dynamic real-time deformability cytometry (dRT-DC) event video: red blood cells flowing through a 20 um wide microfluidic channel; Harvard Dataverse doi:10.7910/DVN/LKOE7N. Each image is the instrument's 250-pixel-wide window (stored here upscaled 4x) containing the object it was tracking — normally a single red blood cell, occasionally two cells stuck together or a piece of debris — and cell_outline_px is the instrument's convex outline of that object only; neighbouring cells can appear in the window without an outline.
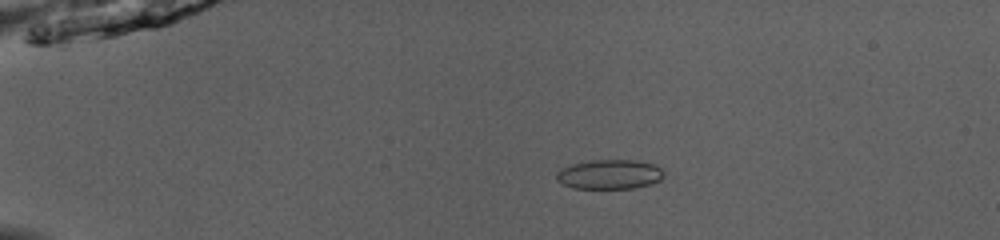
{"species": "common noctule bat (a hibernating species)", "species_latin": "Nyctalus noctula", "temperature_condition": "room temperature", "stored_images_in_passage": 44, "camera_frame_rate_fps": 3000, "um_per_image_px": 0.085, "animal": {"sex": "male", "body_mass_g": 13.0, "forearm_length_mm": 53.1}, "frame": {"image": 1, "passage_image": 5, "time_ms": 1.333, "image_size_px": [1000, 240], "cell_outline_px": [[664, 176], [660, 180], [652, 184], [636, 188], [572, 188], [556, 180], [556, 172], [572, 164], [592, 160], [636, 160], [656, 164], [660, 168]], "centroid_in_image_um": [51.84, 14.82], "position_along_channel_um": 33.2, "area_um2": 18.5}}
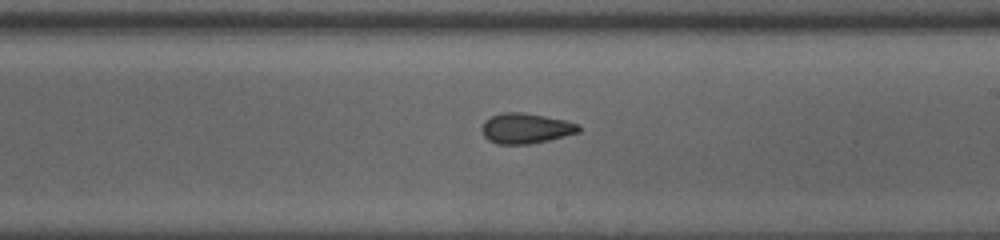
{"frame": {"image": 2, "passage_image": 25, "time_ms": 8.0, "image_size_px": [1000, 240], "cell_outline_px": [[580, 132], [548, 140], [528, 144], [496, 144], [488, 140], [484, 136], [480, 128], [484, 120], [500, 112], [524, 112], [564, 120], [580, 124]], "centroid_in_image_um": [44.66, 10.9], "position_along_channel_um": 244.3, "area_um2": 17.22}}
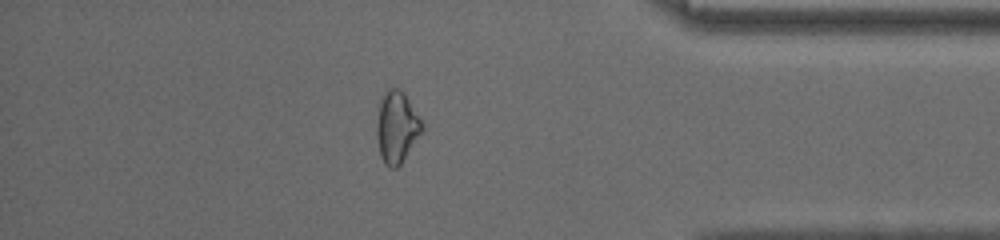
{"frame": {"image": 3, "passage_image": 38, "time_ms": 12.333, "image_size_px": [1000, 240], "cell_outline_px": [[424, 128], [400, 164], [396, 168], [388, 168], [384, 164], [380, 156], [376, 136], [376, 124], [380, 100], [388, 88], [396, 88], [404, 92], [420, 120]], "centroid_in_image_um": [33.68, 10.82], "position_along_channel_um": 401.5, "area_um2": 18.67}, "authors_computed_cell_mechanics": {"area_um2": 17.6001, "velocity_mm_per_s": 4.0844, "shape_relaxation_time_tau1_ms": 4.872, "shape_relaxation_time_tau2_ms": 2.4854, "deformation_change_tau1": 0.1051, "deformation_change_tau2": 0.0742}}